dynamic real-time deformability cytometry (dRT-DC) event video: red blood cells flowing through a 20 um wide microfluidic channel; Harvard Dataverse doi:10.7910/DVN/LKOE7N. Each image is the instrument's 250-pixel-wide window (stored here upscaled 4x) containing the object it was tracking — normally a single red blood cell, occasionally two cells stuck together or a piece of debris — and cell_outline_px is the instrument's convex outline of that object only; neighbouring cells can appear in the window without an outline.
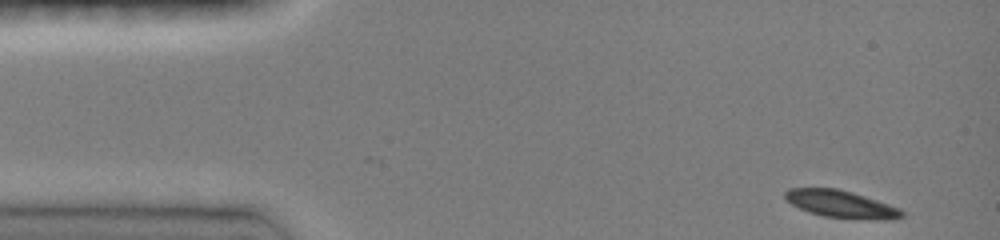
{"species": "common noctule bat (a hibernating species)", "species_latin": "Nyctalus noctula", "temperature_condition": "room temperature", "stored_images_in_passage": 6, "camera_frame_rate_fps": 3000, "um_per_image_px": 0.085, "animal": {"sex": "female", "body_mass_g": 19.0, "forearm_length_mm": 51.5}, "frame": {"image": 1, "passage_image": 1, "time_ms": 0.0, "image_size_px": [1000, 240], "cell_outline_px": [[904, 216], [892, 220], [880, 220], [824, 216], [808, 212], [792, 204], [784, 196], [784, 192], [788, 188], [836, 188], [852, 192], [900, 208], [904, 212]], "centroid_in_image_um": [71.51, 17.35], "position_along_channel_um": 13.5, "area_um2": 18.44}}
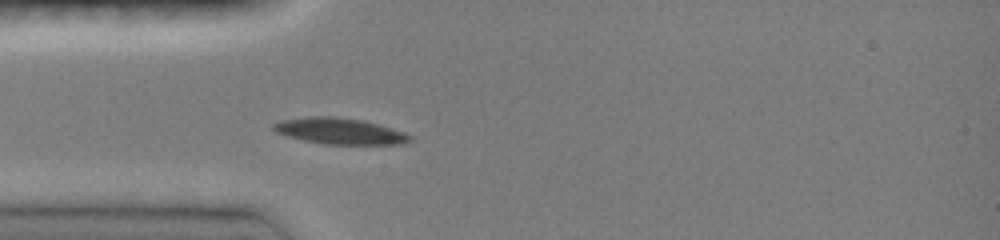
{"frame": {"image": 2, "passage_image": 6, "time_ms": 3.333, "image_size_px": [1000, 240], "cell_outline_px": [[412, 140], [408, 144], [324, 144], [304, 140], [288, 136], [276, 132], [272, 128], [272, 124], [284, 120], [308, 116], [336, 116], [364, 120], [392, 128], [404, 132], [412, 136]], "centroid_in_image_um": [28.92, 11.14], "position_along_channel_um": 56.1, "area_um2": 20.87}}